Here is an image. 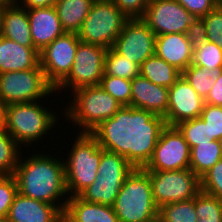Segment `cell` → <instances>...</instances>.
<instances>
[{"label":"cell","mask_w":222,"mask_h":222,"mask_svg":"<svg viewBox=\"0 0 222 222\" xmlns=\"http://www.w3.org/2000/svg\"><path fill=\"white\" fill-rule=\"evenodd\" d=\"M106 52L105 47L80 41L71 72L55 91L69 88L73 92L82 87L99 85L104 75Z\"/></svg>","instance_id":"10"},{"label":"cell","mask_w":222,"mask_h":222,"mask_svg":"<svg viewBox=\"0 0 222 222\" xmlns=\"http://www.w3.org/2000/svg\"><path fill=\"white\" fill-rule=\"evenodd\" d=\"M63 222H119V220L113 207L85 202L79 196H73L67 200Z\"/></svg>","instance_id":"21"},{"label":"cell","mask_w":222,"mask_h":222,"mask_svg":"<svg viewBox=\"0 0 222 222\" xmlns=\"http://www.w3.org/2000/svg\"><path fill=\"white\" fill-rule=\"evenodd\" d=\"M134 167L124 156L117 153L104 150L101 147V160L98 167V173L101 175H129Z\"/></svg>","instance_id":"34"},{"label":"cell","mask_w":222,"mask_h":222,"mask_svg":"<svg viewBox=\"0 0 222 222\" xmlns=\"http://www.w3.org/2000/svg\"><path fill=\"white\" fill-rule=\"evenodd\" d=\"M40 105V102L15 103L6 106L5 130L17 142L32 146L55 127L56 112H52ZM55 113V114H54Z\"/></svg>","instance_id":"5"},{"label":"cell","mask_w":222,"mask_h":222,"mask_svg":"<svg viewBox=\"0 0 222 222\" xmlns=\"http://www.w3.org/2000/svg\"><path fill=\"white\" fill-rule=\"evenodd\" d=\"M112 207L119 222L158 220L159 208L153 199L151 180L142 168H134L126 177Z\"/></svg>","instance_id":"3"},{"label":"cell","mask_w":222,"mask_h":222,"mask_svg":"<svg viewBox=\"0 0 222 222\" xmlns=\"http://www.w3.org/2000/svg\"><path fill=\"white\" fill-rule=\"evenodd\" d=\"M17 193L18 186L14 175H0V220H6Z\"/></svg>","instance_id":"37"},{"label":"cell","mask_w":222,"mask_h":222,"mask_svg":"<svg viewBox=\"0 0 222 222\" xmlns=\"http://www.w3.org/2000/svg\"><path fill=\"white\" fill-rule=\"evenodd\" d=\"M21 159L22 157H19L13 174L18 192L26 197L55 205L64 212L69 195H67L63 159L61 162L50 154L41 153ZM65 195L68 197H64ZM62 197L66 200L63 198V202L60 203Z\"/></svg>","instance_id":"2"},{"label":"cell","mask_w":222,"mask_h":222,"mask_svg":"<svg viewBox=\"0 0 222 222\" xmlns=\"http://www.w3.org/2000/svg\"><path fill=\"white\" fill-rule=\"evenodd\" d=\"M200 118L205 123L206 137L219 140L222 137V106L204 104Z\"/></svg>","instance_id":"35"},{"label":"cell","mask_w":222,"mask_h":222,"mask_svg":"<svg viewBox=\"0 0 222 222\" xmlns=\"http://www.w3.org/2000/svg\"><path fill=\"white\" fill-rule=\"evenodd\" d=\"M72 94L74 98L68 102L71 104L65 107L63 115L66 114V118L79 126L81 133H91L123 107L99 85L82 87Z\"/></svg>","instance_id":"4"},{"label":"cell","mask_w":222,"mask_h":222,"mask_svg":"<svg viewBox=\"0 0 222 222\" xmlns=\"http://www.w3.org/2000/svg\"><path fill=\"white\" fill-rule=\"evenodd\" d=\"M140 75L158 86L170 88L182 76V72L154 54L142 63Z\"/></svg>","instance_id":"25"},{"label":"cell","mask_w":222,"mask_h":222,"mask_svg":"<svg viewBox=\"0 0 222 222\" xmlns=\"http://www.w3.org/2000/svg\"><path fill=\"white\" fill-rule=\"evenodd\" d=\"M200 188L222 200V159L200 177Z\"/></svg>","instance_id":"38"},{"label":"cell","mask_w":222,"mask_h":222,"mask_svg":"<svg viewBox=\"0 0 222 222\" xmlns=\"http://www.w3.org/2000/svg\"><path fill=\"white\" fill-rule=\"evenodd\" d=\"M128 19L113 0H95L77 33L78 38L83 43L109 49Z\"/></svg>","instance_id":"7"},{"label":"cell","mask_w":222,"mask_h":222,"mask_svg":"<svg viewBox=\"0 0 222 222\" xmlns=\"http://www.w3.org/2000/svg\"><path fill=\"white\" fill-rule=\"evenodd\" d=\"M220 148H221V153H222V137L218 140Z\"/></svg>","instance_id":"48"},{"label":"cell","mask_w":222,"mask_h":222,"mask_svg":"<svg viewBox=\"0 0 222 222\" xmlns=\"http://www.w3.org/2000/svg\"><path fill=\"white\" fill-rule=\"evenodd\" d=\"M176 127L183 134L189 148H193L202 141H212L206 137L205 123L200 117L182 121Z\"/></svg>","instance_id":"36"},{"label":"cell","mask_w":222,"mask_h":222,"mask_svg":"<svg viewBox=\"0 0 222 222\" xmlns=\"http://www.w3.org/2000/svg\"><path fill=\"white\" fill-rule=\"evenodd\" d=\"M220 70L190 65L182 72V76L198 95L205 99L215 84Z\"/></svg>","instance_id":"27"},{"label":"cell","mask_w":222,"mask_h":222,"mask_svg":"<svg viewBox=\"0 0 222 222\" xmlns=\"http://www.w3.org/2000/svg\"><path fill=\"white\" fill-rule=\"evenodd\" d=\"M95 0H59L55 2L62 28L67 33H78Z\"/></svg>","instance_id":"24"},{"label":"cell","mask_w":222,"mask_h":222,"mask_svg":"<svg viewBox=\"0 0 222 222\" xmlns=\"http://www.w3.org/2000/svg\"><path fill=\"white\" fill-rule=\"evenodd\" d=\"M115 5L129 18H142L151 0H113Z\"/></svg>","instance_id":"41"},{"label":"cell","mask_w":222,"mask_h":222,"mask_svg":"<svg viewBox=\"0 0 222 222\" xmlns=\"http://www.w3.org/2000/svg\"><path fill=\"white\" fill-rule=\"evenodd\" d=\"M204 101L205 104L222 106V69L219 71L217 80Z\"/></svg>","instance_id":"43"},{"label":"cell","mask_w":222,"mask_h":222,"mask_svg":"<svg viewBox=\"0 0 222 222\" xmlns=\"http://www.w3.org/2000/svg\"><path fill=\"white\" fill-rule=\"evenodd\" d=\"M195 18H202L212 11L220 0H176Z\"/></svg>","instance_id":"40"},{"label":"cell","mask_w":222,"mask_h":222,"mask_svg":"<svg viewBox=\"0 0 222 222\" xmlns=\"http://www.w3.org/2000/svg\"><path fill=\"white\" fill-rule=\"evenodd\" d=\"M191 65L209 70L222 69V49L215 43H206L194 48Z\"/></svg>","instance_id":"32"},{"label":"cell","mask_w":222,"mask_h":222,"mask_svg":"<svg viewBox=\"0 0 222 222\" xmlns=\"http://www.w3.org/2000/svg\"><path fill=\"white\" fill-rule=\"evenodd\" d=\"M99 86L108 92L121 106L131 104V80L103 75Z\"/></svg>","instance_id":"33"},{"label":"cell","mask_w":222,"mask_h":222,"mask_svg":"<svg viewBox=\"0 0 222 222\" xmlns=\"http://www.w3.org/2000/svg\"><path fill=\"white\" fill-rule=\"evenodd\" d=\"M145 172L150 177L158 208L193 199L201 191L200 178L191 169Z\"/></svg>","instance_id":"9"},{"label":"cell","mask_w":222,"mask_h":222,"mask_svg":"<svg viewBox=\"0 0 222 222\" xmlns=\"http://www.w3.org/2000/svg\"><path fill=\"white\" fill-rule=\"evenodd\" d=\"M3 37L25 47H34L27 9L17 2L5 7L3 15Z\"/></svg>","instance_id":"22"},{"label":"cell","mask_w":222,"mask_h":222,"mask_svg":"<svg viewBox=\"0 0 222 222\" xmlns=\"http://www.w3.org/2000/svg\"><path fill=\"white\" fill-rule=\"evenodd\" d=\"M40 64L39 52L5 37L0 38V74L35 69Z\"/></svg>","instance_id":"20"},{"label":"cell","mask_w":222,"mask_h":222,"mask_svg":"<svg viewBox=\"0 0 222 222\" xmlns=\"http://www.w3.org/2000/svg\"><path fill=\"white\" fill-rule=\"evenodd\" d=\"M16 0H0V8H5L13 5Z\"/></svg>","instance_id":"46"},{"label":"cell","mask_w":222,"mask_h":222,"mask_svg":"<svg viewBox=\"0 0 222 222\" xmlns=\"http://www.w3.org/2000/svg\"><path fill=\"white\" fill-rule=\"evenodd\" d=\"M166 126L165 119L161 116L147 110L123 106L91 134L104 150L124 156L134 168H144Z\"/></svg>","instance_id":"1"},{"label":"cell","mask_w":222,"mask_h":222,"mask_svg":"<svg viewBox=\"0 0 222 222\" xmlns=\"http://www.w3.org/2000/svg\"><path fill=\"white\" fill-rule=\"evenodd\" d=\"M34 48L41 52L65 33L55 6L27 9Z\"/></svg>","instance_id":"17"},{"label":"cell","mask_w":222,"mask_h":222,"mask_svg":"<svg viewBox=\"0 0 222 222\" xmlns=\"http://www.w3.org/2000/svg\"><path fill=\"white\" fill-rule=\"evenodd\" d=\"M197 222H222V200L200 191L195 196Z\"/></svg>","instance_id":"31"},{"label":"cell","mask_w":222,"mask_h":222,"mask_svg":"<svg viewBox=\"0 0 222 222\" xmlns=\"http://www.w3.org/2000/svg\"><path fill=\"white\" fill-rule=\"evenodd\" d=\"M16 0L21 7L26 9L44 8L51 7L55 5V0Z\"/></svg>","instance_id":"44"},{"label":"cell","mask_w":222,"mask_h":222,"mask_svg":"<svg viewBox=\"0 0 222 222\" xmlns=\"http://www.w3.org/2000/svg\"><path fill=\"white\" fill-rule=\"evenodd\" d=\"M195 197L187 201L167 204L158 210L159 222H197Z\"/></svg>","instance_id":"29"},{"label":"cell","mask_w":222,"mask_h":222,"mask_svg":"<svg viewBox=\"0 0 222 222\" xmlns=\"http://www.w3.org/2000/svg\"><path fill=\"white\" fill-rule=\"evenodd\" d=\"M6 105L0 100V130L5 128Z\"/></svg>","instance_id":"45"},{"label":"cell","mask_w":222,"mask_h":222,"mask_svg":"<svg viewBox=\"0 0 222 222\" xmlns=\"http://www.w3.org/2000/svg\"><path fill=\"white\" fill-rule=\"evenodd\" d=\"M79 42L76 33L65 32L39 52L40 67L54 88L71 72Z\"/></svg>","instance_id":"12"},{"label":"cell","mask_w":222,"mask_h":222,"mask_svg":"<svg viewBox=\"0 0 222 222\" xmlns=\"http://www.w3.org/2000/svg\"><path fill=\"white\" fill-rule=\"evenodd\" d=\"M17 142L5 129L0 130V175H13L21 156Z\"/></svg>","instance_id":"30"},{"label":"cell","mask_w":222,"mask_h":222,"mask_svg":"<svg viewBox=\"0 0 222 222\" xmlns=\"http://www.w3.org/2000/svg\"><path fill=\"white\" fill-rule=\"evenodd\" d=\"M76 137L68 159L64 162L65 183L69 197L79 196L89 187L98 174L101 147L91 133H81Z\"/></svg>","instance_id":"6"},{"label":"cell","mask_w":222,"mask_h":222,"mask_svg":"<svg viewBox=\"0 0 222 222\" xmlns=\"http://www.w3.org/2000/svg\"><path fill=\"white\" fill-rule=\"evenodd\" d=\"M5 8H0V38L3 36V15Z\"/></svg>","instance_id":"47"},{"label":"cell","mask_w":222,"mask_h":222,"mask_svg":"<svg viewBox=\"0 0 222 222\" xmlns=\"http://www.w3.org/2000/svg\"><path fill=\"white\" fill-rule=\"evenodd\" d=\"M194 48L185 33L157 35L155 54L183 72L191 65Z\"/></svg>","instance_id":"19"},{"label":"cell","mask_w":222,"mask_h":222,"mask_svg":"<svg viewBox=\"0 0 222 222\" xmlns=\"http://www.w3.org/2000/svg\"><path fill=\"white\" fill-rule=\"evenodd\" d=\"M207 30V41L222 49V2L202 17Z\"/></svg>","instance_id":"39"},{"label":"cell","mask_w":222,"mask_h":222,"mask_svg":"<svg viewBox=\"0 0 222 222\" xmlns=\"http://www.w3.org/2000/svg\"><path fill=\"white\" fill-rule=\"evenodd\" d=\"M7 222H63V212L55 205L26 197L19 192L9 209Z\"/></svg>","instance_id":"16"},{"label":"cell","mask_w":222,"mask_h":222,"mask_svg":"<svg viewBox=\"0 0 222 222\" xmlns=\"http://www.w3.org/2000/svg\"><path fill=\"white\" fill-rule=\"evenodd\" d=\"M144 171L190 169V148L176 126H166Z\"/></svg>","instance_id":"11"},{"label":"cell","mask_w":222,"mask_h":222,"mask_svg":"<svg viewBox=\"0 0 222 222\" xmlns=\"http://www.w3.org/2000/svg\"><path fill=\"white\" fill-rule=\"evenodd\" d=\"M222 159L218 140L202 141L190 148V169L200 178Z\"/></svg>","instance_id":"26"},{"label":"cell","mask_w":222,"mask_h":222,"mask_svg":"<svg viewBox=\"0 0 222 222\" xmlns=\"http://www.w3.org/2000/svg\"><path fill=\"white\" fill-rule=\"evenodd\" d=\"M157 35L185 33L195 19L176 0H151L141 18Z\"/></svg>","instance_id":"14"},{"label":"cell","mask_w":222,"mask_h":222,"mask_svg":"<svg viewBox=\"0 0 222 222\" xmlns=\"http://www.w3.org/2000/svg\"><path fill=\"white\" fill-rule=\"evenodd\" d=\"M156 35L141 18L128 19L112 48L139 67L155 54Z\"/></svg>","instance_id":"13"},{"label":"cell","mask_w":222,"mask_h":222,"mask_svg":"<svg viewBox=\"0 0 222 222\" xmlns=\"http://www.w3.org/2000/svg\"><path fill=\"white\" fill-rule=\"evenodd\" d=\"M187 38L193 48H196L207 42V30L202 18H195L189 25Z\"/></svg>","instance_id":"42"},{"label":"cell","mask_w":222,"mask_h":222,"mask_svg":"<svg viewBox=\"0 0 222 222\" xmlns=\"http://www.w3.org/2000/svg\"><path fill=\"white\" fill-rule=\"evenodd\" d=\"M131 87L130 107L147 110L163 118L166 116L169 88L158 86L141 75L131 80Z\"/></svg>","instance_id":"18"},{"label":"cell","mask_w":222,"mask_h":222,"mask_svg":"<svg viewBox=\"0 0 222 222\" xmlns=\"http://www.w3.org/2000/svg\"><path fill=\"white\" fill-rule=\"evenodd\" d=\"M55 93L40 64L35 69L0 74V100L7 106L15 103L38 102Z\"/></svg>","instance_id":"8"},{"label":"cell","mask_w":222,"mask_h":222,"mask_svg":"<svg viewBox=\"0 0 222 222\" xmlns=\"http://www.w3.org/2000/svg\"><path fill=\"white\" fill-rule=\"evenodd\" d=\"M205 101L181 76L169 88L168 107L164 117L167 126H176L185 120L201 116Z\"/></svg>","instance_id":"15"},{"label":"cell","mask_w":222,"mask_h":222,"mask_svg":"<svg viewBox=\"0 0 222 222\" xmlns=\"http://www.w3.org/2000/svg\"><path fill=\"white\" fill-rule=\"evenodd\" d=\"M128 175H101L98 173L94 182L79 197L85 202L113 206L114 201Z\"/></svg>","instance_id":"23"},{"label":"cell","mask_w":222,"mask_h":222,"mask_svg":"<svg viewBox=\"0 0 222 222\" xmlns=\"http://www.w3.org/2000/svg\"><path fill=\"white\" fill-rule=\"evenodd\" d=\"M104 75L132 80L140 75V67L111 47L105 55Z\"/></svg>","instance_id":"28"}]
</instances>
